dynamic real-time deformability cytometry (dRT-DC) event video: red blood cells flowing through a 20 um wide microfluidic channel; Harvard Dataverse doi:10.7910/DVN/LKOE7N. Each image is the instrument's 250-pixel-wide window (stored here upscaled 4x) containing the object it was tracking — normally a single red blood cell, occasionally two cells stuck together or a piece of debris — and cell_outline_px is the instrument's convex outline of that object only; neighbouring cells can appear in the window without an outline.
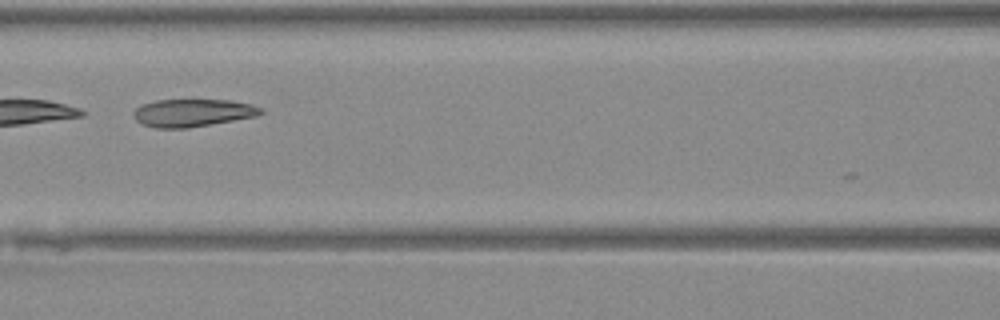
{"species": "Egyptian fruit bat (a non-hibernating species)", "species_latin": "Rousettus aegyptiacus", "temperature_condition": "warm", "stored_images_in_passage": 18, "camera_frame_rate_fps": 3000, "um_per_image_px": 0.085, "animal": {"sex": "female"}, "frame": {"image": 1, "passage_image": 12, "time_ms": 3.667, "image_size_px": [1000, 320], "cell_outline_px": [[264, 112], [256, 116], [188, 128], [156, 128], [140, 124], [132, 116], [132, 112], [140, 104], [156, 100], [232, 100], [252, 104], [264, 108]], "centroid_in_image_um": [16.35, 9.58], "position_along_channel_um": 150.3, "area_um2": 20.75}}
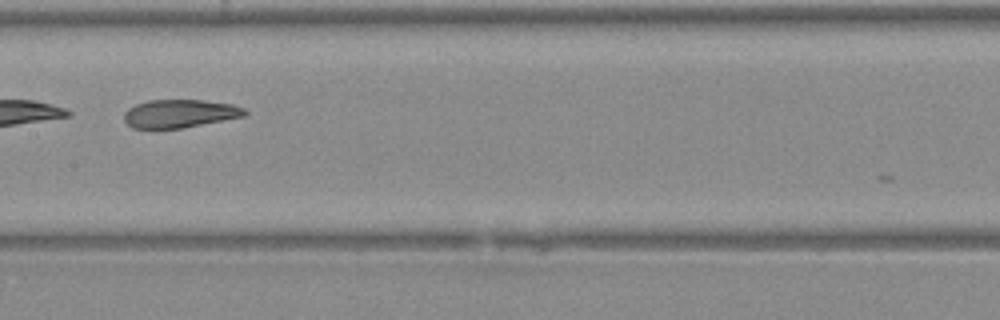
{"frame": {"image": 2, "passage_image": 15, "time_ms": 4.667, "image_size_px": [1000, 320], "cell_outline_px": [[248, 112], [244, 116], [180, 128], [132, 128], [124, 120], [124, 112], [128, 108], [136, 104], [148, 100], [204, 100], [232, 104], [244, 108]], "centroid_in_image_um": [15.26, 9.64], "position_along_channel_um": 192.1, "area_um2": 19.65}}